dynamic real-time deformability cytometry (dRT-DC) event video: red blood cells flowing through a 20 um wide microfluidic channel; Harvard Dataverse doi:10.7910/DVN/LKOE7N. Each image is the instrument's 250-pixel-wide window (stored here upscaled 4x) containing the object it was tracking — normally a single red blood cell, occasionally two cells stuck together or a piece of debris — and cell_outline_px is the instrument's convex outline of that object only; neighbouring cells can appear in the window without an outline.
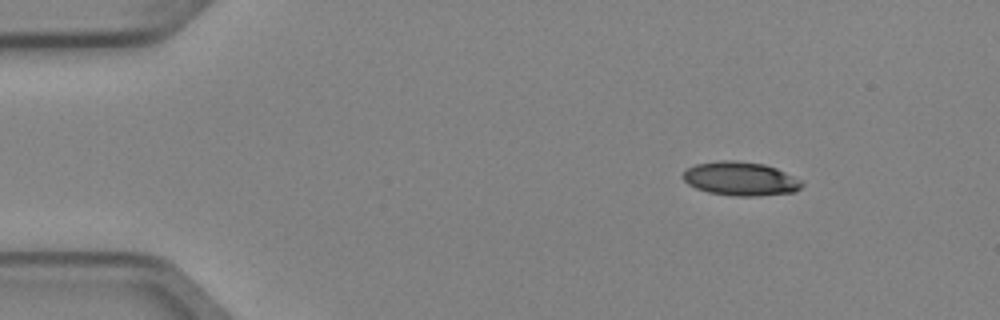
{"species": "Egyptian fruit bat (a non-hibernating species)", "species_latin": "Rousettus aegyptiacus", "temperature_condition": "cold", "stored_images_in_passage": 3, "camera_frame_rate_fps": 3000, "um_per_image_px": 0.085, "animal": {"sex": "female"}, "frame": {"image": 1, "passage_image": 1, "time_ms": 0.0, "image_size_px": [1000, 320], "cell_outline_px": [[804, 184], [796, 192], [760, 196], [732, 196], [708, 192], [696, 188], [688, 184], [680, 176], [688, 168], [696, 164], [720, 160], [736, 160], [764, 164], [776, 168], [804, 180]], "centroid_in_image_um": [62.98, 15.2], "position_along_channel_um": 22.0, "area_um2": 23.76}}